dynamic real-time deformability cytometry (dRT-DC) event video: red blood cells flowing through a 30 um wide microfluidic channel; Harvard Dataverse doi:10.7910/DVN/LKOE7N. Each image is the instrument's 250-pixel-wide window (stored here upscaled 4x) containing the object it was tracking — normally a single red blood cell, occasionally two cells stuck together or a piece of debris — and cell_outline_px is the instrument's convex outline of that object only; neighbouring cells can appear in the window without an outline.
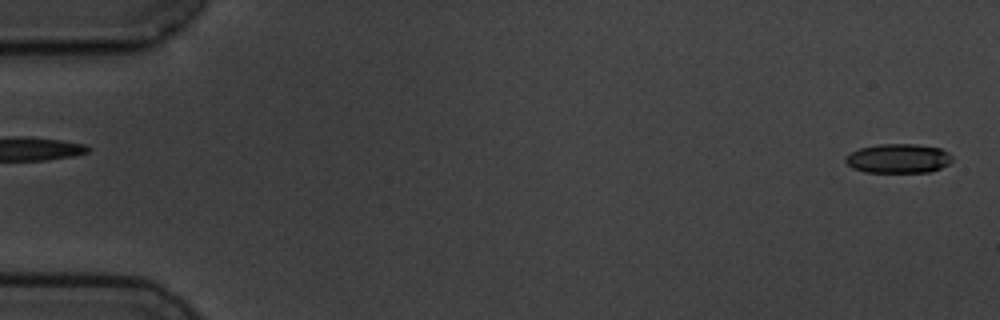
{"species": "common noctule bat (a hibernating species)", "species_latin": "Nyctalus noctula", "temperature_condition": "cold", "stored_images_in_passage": 5, "camera_frame_rate_fps": 3000, "um_per_image_px": 0.085, "animal": {"sex": "male", "body_mass_g": 19.5, "forearm_length_mm": 54.6}, "frame": {"image": 1, "passage_image": 1, "time_ms": 0.0, "image_size_px": [1000, 320], "cell_outline_px": [[952, 160], [948, 164], [940, 168], [928, 172], [864, 172], [852, 168], [844, 160], [844, 156], [860, 148], [880, 144], [916, 144], [940, 148], [948, 152], [952, 156]], "centroid_in_image_um": [76.34, 13.47], "position_along_channel_um": 8.7, "area_um2": 18.21}}
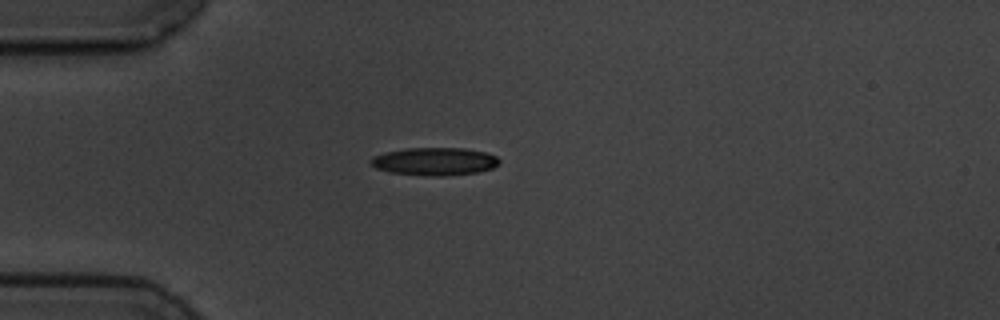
{"frame": {"image": 2, "passage_image": 5, "time_ms": 4.667, "image_size_px": [1000, 320], "cell_outline_px": [[500, 164], [492, 168], [476, 172], [448, 176], [432, 176], [388, 172], [376, 168], [372, 164], [372, 156], [384, 152], [408, 148], [464, 148], [488, 152], [496, 156], [500, 160]], "centroid_in_image_um": [36.98, 13.72], "position_along_channel_um": 48.0, "area_um2": 20.92}}